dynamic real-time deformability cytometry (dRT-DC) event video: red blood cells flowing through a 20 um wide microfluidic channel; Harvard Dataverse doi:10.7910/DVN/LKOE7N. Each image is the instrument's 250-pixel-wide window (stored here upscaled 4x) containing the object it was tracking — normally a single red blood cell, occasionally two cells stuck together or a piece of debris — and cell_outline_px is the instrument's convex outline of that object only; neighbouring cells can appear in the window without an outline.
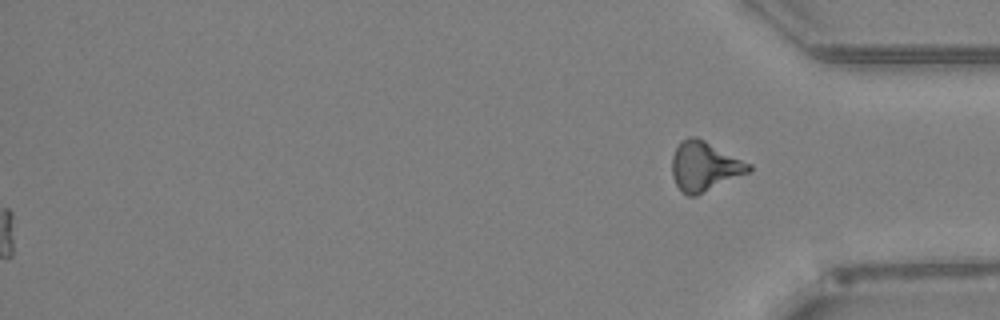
{"species": "Egyptian fruit bat (a non-hibernating species)", "species_latin": "Rousettus aegyptiacus", "temperature_condition": "warm", "stored_images_in_passage": 43, "segment_of_instrument_passage": [2, 2], "camera_frame_rate_fps": 3000, "um_per_image_px": 0.085, "animal": {"sex": "female"}, "frame": {"image": 1, "passage_image": 43, "time_ms": 14.0, "image_size_px": [1000, 320], "cell_outline_px": [[752, 172], [696, 196], [688, 196], [676, 184], [672, 176], [672, 156], [680, 140], [688, 136], [696, 136], [752, 164]], "centroid_in_image_um": [59.91, 14.13], "position_along_channel_um": 375.3, "area_um2": 22.37}}